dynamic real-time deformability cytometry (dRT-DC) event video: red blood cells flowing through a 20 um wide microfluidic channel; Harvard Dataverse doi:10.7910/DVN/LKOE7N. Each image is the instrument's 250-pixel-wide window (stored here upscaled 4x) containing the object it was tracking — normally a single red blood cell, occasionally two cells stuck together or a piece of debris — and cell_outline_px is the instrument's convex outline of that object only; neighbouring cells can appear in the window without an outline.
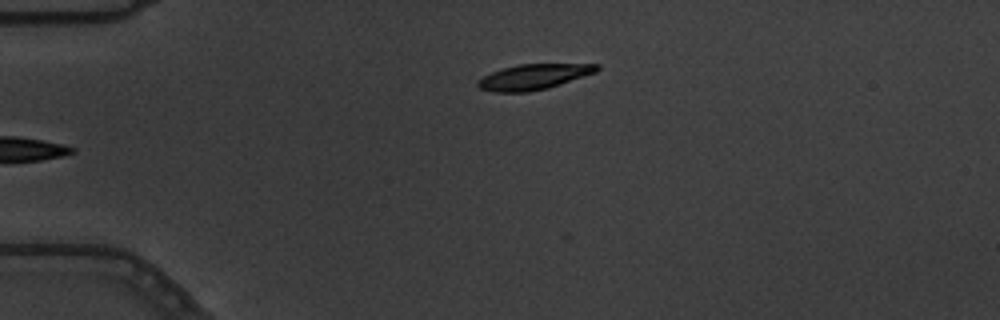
{"species": "common noctule bat (a hibernating species)", "species_latin": "Nyctalus noctula", "temperature_condition": "warm", "stored_images_in_passage": 2, "camera_frame_rate_fps": 3000, "um_per_image_px": 0.085, "animal": {"sex": "male", "body_mass_g": 19.5, "forearm_length_mm": 54.6}, "frame": {"image": 1, "passage_image": 2, "time_ms": 0.333, "image_size_px": [1000, 320], "cell_outline_px": [[600, 68], [596, 72], [548, 88], [528, 92], [492, 92], [480, 88], [476, 84], [476, 80], [492, 72], [504, 68], [520, 64], [600, 64]], "centroid_in_image_um": [45.35, 6.53], "position_along_channel_um": 39.7, "area_um2": 17.51}}